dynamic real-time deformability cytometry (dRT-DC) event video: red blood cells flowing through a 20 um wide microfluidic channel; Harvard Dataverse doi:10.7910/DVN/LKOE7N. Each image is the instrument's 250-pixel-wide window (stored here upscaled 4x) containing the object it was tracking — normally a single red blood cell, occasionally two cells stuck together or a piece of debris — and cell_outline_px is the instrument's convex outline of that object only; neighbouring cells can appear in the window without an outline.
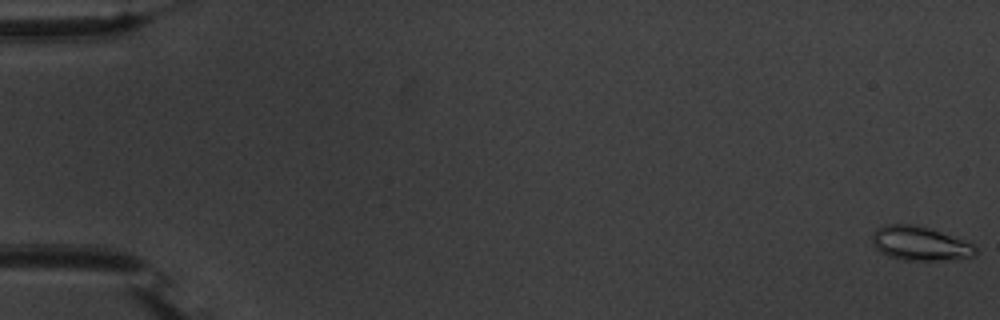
{"species": "common noctule bat (a hibernating species)", "species_latin": "Nyctalus noctula", "temperature_condition": "warm", "stored_images_in_passage": 19, "segment_of_instrument_passage": [1, 2], "camera_frame_rate_fps": 3000, "um_per_image_px": 0.085, "animal": {"sex": "male", "body_mass_g": 20.1, "forearm_length_mm": 53.5}, "frame": {"image": 1, "passage_image": 1, "time_ms": 0.0, "image_size_px": [1000, 320], "cell_outline_px": [[976, 252], [972, 256], [936, 260], [904, 260], [888, 256], [880, 252], [872, 244], [872, 232], [876, 228], [884, 224], [916, 224], [940, 232], [972, 244], [976, 248]], "centroid_in_image_um": [78.09, 20.68], "position_along_channel_um": 6.9, "area_um2": 20.23}}
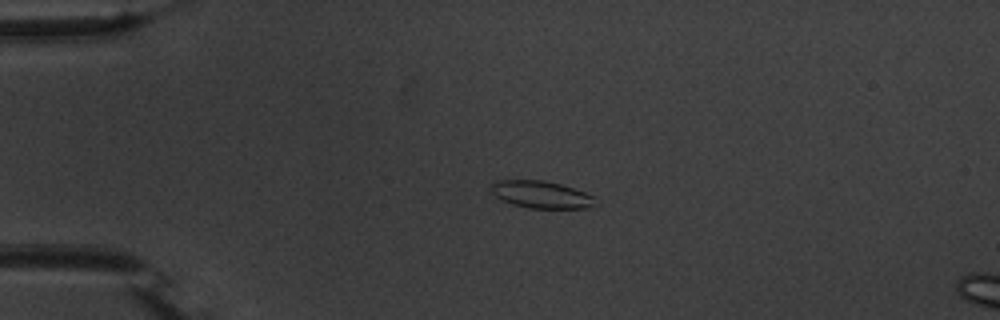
{"frame": {"image": 2, "passage_image": 14, "time_ms": 4.333, "image_size_px": [1000, 320], "cell_outline_px": [[596, 204], [588, 208], [528, 208], [512, 204], [500, 200], [488, 188], [492, 184], [500, 180], [544, 180], [560, 184], [584, 192], [592, 196]], "centroid_in_image_um": [45.96, 16.54], "position_along_channel_um": 39.0, "area_um2": 16.47}}